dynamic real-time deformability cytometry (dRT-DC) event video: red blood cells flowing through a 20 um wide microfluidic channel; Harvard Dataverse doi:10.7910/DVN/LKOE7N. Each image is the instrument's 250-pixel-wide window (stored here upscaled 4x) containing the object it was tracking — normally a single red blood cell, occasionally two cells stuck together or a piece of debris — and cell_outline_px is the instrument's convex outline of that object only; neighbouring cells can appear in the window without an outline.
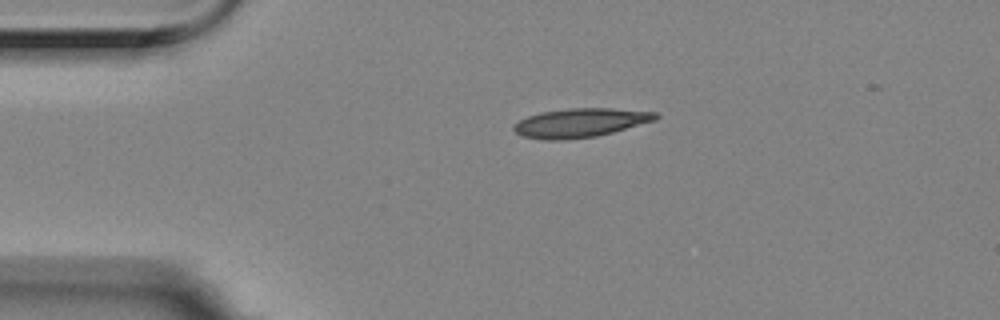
{"species": "Egyptian fruit bat (a non-hibernating species)", "species_latin": "Rousettus aegyptiacus", "temperature_condition": "room temperature", "stored_images_in_passage": 41, "camera_frame_rate_fps": 3000, "um_per_image_px": 0.085, "animal": {"sex": "female"}, "frame": {"image": 1, "passage_image": 1, "time_ms": 0.0, "image_size_px": [1000, 320], "cell_outline_px": [[660, 116], [656, 120], [612, 132], [596, 136], [564, 140], [544, 140], [520, 136], [512, 128], [520, 120], [528, 116], [540, 112], [568, 108], [612, 108], [656, 112]], "centroid_in_image_um": [49.32, 10.43], "position_along_channel_um": 35.7, "area_um2": 23.93}}
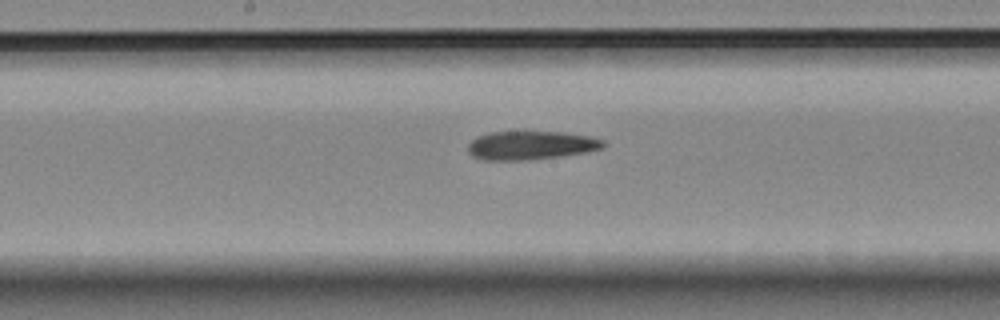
{"frame": {"image": 2, "passage_image": 18, "time_ms": 5.667, "image_size_px": [1000, 320], "cell_outline_px": [[604, 148], [584, 152], [560, 156], [528, 160], [484, 160], [472, 156], [468, 152], [468, 144], [476, 136], [492, 132], [560, 132], [588, 136], [604, 140]], "centroid_in_image_um": [45.09, 12.36], "position_along_channel_um": 203.1, "area_um2": 22.43}}
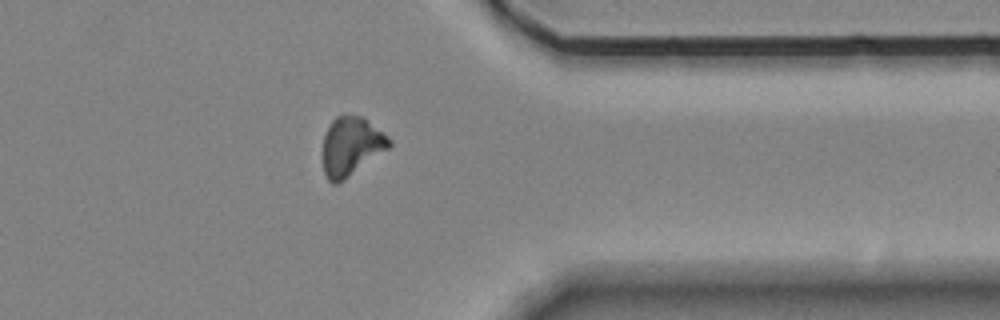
{"frame": {"image": 3, "passage_image": 34, "time_ms": 11.0, "image_size_px": [1000, 320], "cell_outline_px": [[392, 144], [388, 148], [344, 180], [336, 184], [332, 184], [328, 180], [324, 172], [324, 136], [332, 120], [336, 116], [344, 112], [364, 116], [388, 136], [392, 140]], "centroid_in_image_um": [29.86, 12.38], "position_along_channel_um": 381.5, "area_um2": 22.83}}